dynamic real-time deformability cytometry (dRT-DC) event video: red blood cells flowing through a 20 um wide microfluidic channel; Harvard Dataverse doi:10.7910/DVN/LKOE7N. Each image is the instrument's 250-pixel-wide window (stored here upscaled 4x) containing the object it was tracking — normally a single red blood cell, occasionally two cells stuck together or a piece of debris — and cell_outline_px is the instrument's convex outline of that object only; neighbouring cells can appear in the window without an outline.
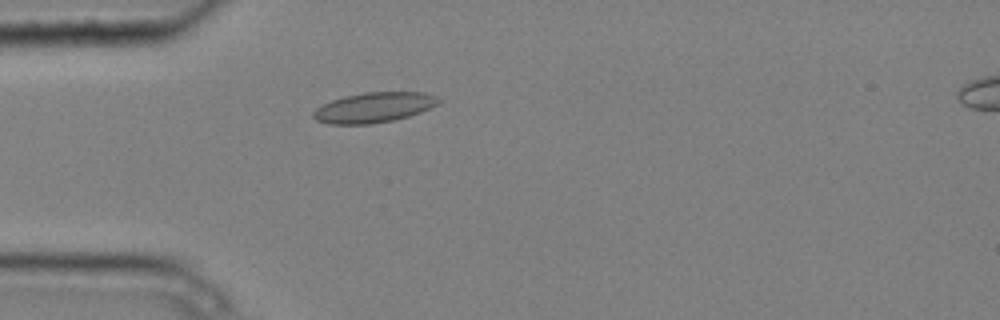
{"species": "common noctule bat (a hibernating species)", "species_latin": "Nyctalus noctula", "temperature_condition": "cold", "stored_images_in_passage": 4, "camera_frame_rate_fps": 3000, "um_per_image_px": 0.085, "animal": {"sex": "male", "body_mass_g": 20.4}, "frame": {"image": 1, "passage_image": 4, "time_ms": 1.0, "image_size_px": [1000, 320], "cell_outline_px": [[440, 100], [436, 104], [420, 112], [408, 116], [392, 120], [372, 124], [328, 124], [316, 120], [312, 116], [312, 112], [316, 108], [332, 100], [344, 96], [364, 92], [424, 92], [436, 96]], "centroid_in_image_um": [31.74, 9.13], "position_along_channel_um": 53.3, "area_um2": 21.85}}